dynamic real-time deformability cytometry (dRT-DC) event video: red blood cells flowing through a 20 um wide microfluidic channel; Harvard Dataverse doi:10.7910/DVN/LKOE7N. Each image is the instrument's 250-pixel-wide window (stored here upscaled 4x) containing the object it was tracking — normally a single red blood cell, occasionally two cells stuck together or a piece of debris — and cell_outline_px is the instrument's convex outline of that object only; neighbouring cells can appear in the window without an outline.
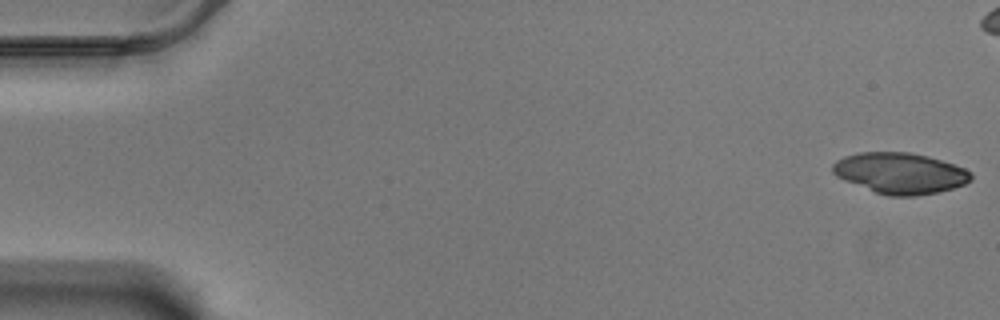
{"species": "Egyptian fruit bat (a non-hibernating species)", "species_latin": "Rousettus aegyptiacus", "temperature_condition": "warm", "stored_images_in_passage": 53, "camera_frame_rate_fps": 3000, "um_per_image_px": 0.085, "animal": {"sex": "male"}, "frame": {"image": 1, "passage_image": 1, "time_ms": 0.0, "image_size_px": [1000, 320], "cell_outline_px": [[972, 180], [964, 184], [952, 188], [936, 192], [916, 196], [888, 196], [876, 192], [844, 180], [836, 176], [832, 172], [832, 164], [836, 160], [844, 156], [860, 152], [912, 152], [928, 156], [964, 168], [972, 172]], "centroid_in_image_um": [76.5, 14.71], "position_along_channel_um": 8.5, "area_um2": 32.95}}